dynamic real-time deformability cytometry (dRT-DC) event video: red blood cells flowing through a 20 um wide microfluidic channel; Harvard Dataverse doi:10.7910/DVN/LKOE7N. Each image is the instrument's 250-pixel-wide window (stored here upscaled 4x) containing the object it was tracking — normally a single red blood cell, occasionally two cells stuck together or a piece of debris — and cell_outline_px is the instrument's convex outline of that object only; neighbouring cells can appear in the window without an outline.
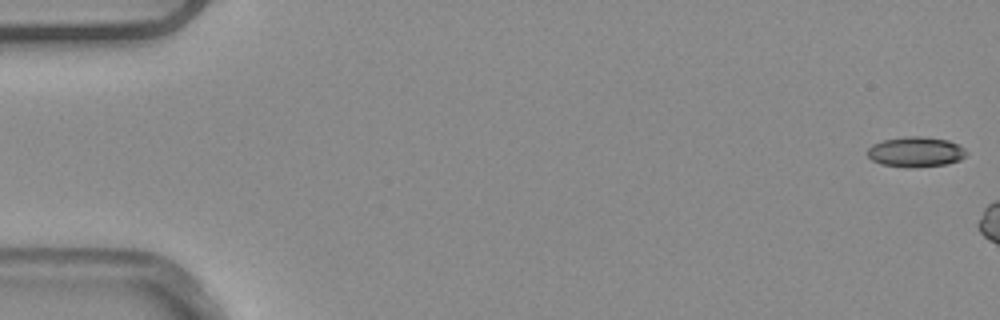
{"species": "common noctule bat (a hibernating species)", "species_latin": "Nyctalus noctula", "temperature_condition": "warm", "stored_images_in_passage": 3, "camera_frame_rate_fps": 3000, "um_per_image_px": 0.085, "animal": {"sex": "male", "body_mass_g": 20.4}, "frame": {"image": 1, "passage_image": 1, "time_ms": 0.0, "image_size_px": [1000, 320], "cell_outline_px": [[968, 152], [960, 160], [944, 164], [908, 168], [880, 164], [872, 160], [868, 156], [868, 148], [872, 144], [884, 140], [904, 136], [920, 136], [948, 140], [964, 148]], "centroid_in_image_um": [77.81, 12.91], "position_along_channel_um": 7.2, "area_um2": 17.34}}